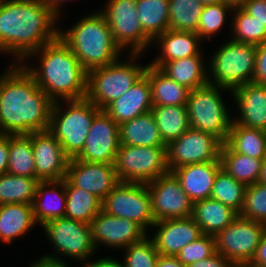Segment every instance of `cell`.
<instances>
[{
	"instance_id": "5b68a950",
	"label": "cell",
	"mask_w": 266,
	"mask_h": 267,
	"mask_svg": "<svg viewBox=\"0 0 266 267\" xmlns=\"http://www.w3.org/2000/svg\"><path fill=\"white\" fill-rule=\"evenodd\" d=\"M64 102L66 105L62 101L53 102L48 131L72 159L83 150L91 123L100 109L87 98Z\"/></svg>"
},
{
	"instance_id": "ba28073f",
	"label": "cell",
	"mask_w": 266,
	"mask_h": 267,
	"mask_svg": "<svg viewBox=\"0 0 266 267\" xmlns=\"http://www.w3.org/2000/svg\"><path fill=\"white\" fill-rule=\"evenodd\" d=\"M44 233L58 255L41 256L37 261L58 266H68L65 257L87 262L97 252L92 241L90 224L61 217L42 226ZM64 257V259L62 258Z\"/></svg>"
},
{
	"instance_id": "d6a6232c",
	"label": "cell",
	"mask_w": 266,
	"mask_h": 267,
	"mask_svg": "<svg viewBox=\"0 0 266 267\" xmlns=\"http://www.w3.org/2000/svg\"><path fill=\"white\" fill-rule=\"evenodd\" d=\"M136 8L141 27L152 41L169 29V0H136Z\"/></svg>"
},
{
	"instance_id": "f5cc1de1",
	"label": "cell",
	"mask_w": 266,
	"mask_h": 267,
	"mask_svg": "<svg viewBox=\"0 0 266 267\" xmlns=\"http://www.w3.org/2000/svg\"><path fill=\"white\" fill-rule=\"evenodd\" d=\"M59 18H60V13H62L61 9L63 7L62 4L64 5L68 1L72 2L73 0H42Z\"/></svg>"
},
{
	"instance_id": "4316f807",
	"label": "cell",
	"mask_w": 266,
	"mask_h": 267,
	"mask_svg": "<svg viewBox=\"0 0 266 267\" xmlns=\"http://www.w3.org/2000/svg\"><path fill=\"white\" fill-rule=\"evenodd\" d=\"M144 74L151 86L153 106H186L190 89L178 84L150 63L147 64Z\"/></svg>"
},
{
	"instance_id": "e0dca14e",
	"label": "cell",
	"mask_w": 266,
	"mask_h": 267,
	"mask_svg": "<svg viewBox=\"0 0 266 267\" xmlns=\"http://www.w3.org/2000/svg\"><path fill=\"white\" fill-rule=\"evenodd\" d=\"M90 228L96 250L99 244L115 249L117 247L119 250L125 249L149 235L137 222L109 215L103 210L92 220Z\"/></svg>"
},
{
	"instance_id": "f907efd6",
	"label": "cell",
	"mask_w": 266,
	"mask_h": 267,
	"mask_svg": "<svg viewBox=\"0 0 266 267\" xmlns=\"http://www.w3.org/2000/svg\"><path fill=\"white\" fill-rule=\"evenodd\" d=\"M91 260L90 262L87 261V263H83L81 265L82 267H124L123 263L115 260V258L108 257H101L100 259H97L96 261Z\"/></svg>"
},
{
	"instance_id": "db71d44e",
	"label": "cell",
	"mask_w": 266,
	"mask_h": 267,
	"mask_svg": "<svg viewBox=\"0 0 266 267\" xmlns=\"http://www.w3.org/2000/svg\"><path fill=\"white\" fill-rule=\"evenodd\" d=\"M257 183L266 186V157L262 161L261 171Z\"/></svg>"
},
{
	"instance_id": "f546056e",
	"label": "cell",
	"mask_w": 266,
	"mask_h": 267,
	"mask_svg": "<svg viewBox=\"0 0 266 267\" xmlns=\"http://www.w3.org/2000/svg\"><path fill=\"white\" fill-rule=\"evenodd\" d=\"M204 59V55L190 56L168 61L160 69L178 84L194 90L209 83L208 64Z\"/></svg>"
},
{
	"instance_id": "e575fe53",
	"label": "cell",
	"mask_w": 266,
	"mask_h": 267,
	"mask_svg": "<svg viewBox=\"0 0 266 267\" xmlns=\"http://www.w3.org/2000/svg\"><path fill=\"white\" fill-rule=\"evenodd\" d=\"M151 112L166 145L190 128L186 106H153Z\"/></svg>"
},
{
	"instance_id": "ffe728a7",
	"label": "cell",
	"mask_w": 266,
	"mask_h": 267,
	"mask_svg": "<svg viewBox=\"0 0 266 267\" xmlns=\"http://www.w3.org/2000/svg\"><path fill=\"white\" fill-rule=\"evenodd\" d=\"M153 243L160 255L176 256L190 242L202 236L200 226L192 217L160 220L153 224Z\"/></svg>"
},
{
	"instance_id": "ab89813d",
	"label": "cell",
	"mask_w": 266,
	"mask_h": 267,
	"mask_svg": "<svg viewBox=\"0 0 266 267\" xmlns=\"http://www.w3.org/2000/svg\"><path fill=\"white\" fill-rule=\"evenodd\" d=\"M231 29L232 40L259 45L266 42V26L241 7H234Z\"/></svg>"
},
{
	"instance_id": "b9f144b4",
	"label": "cell",
	"mask_w": 266,
	"mask_h": 267,
	"mask_svg": "<svg viewBox=\"0 0 266 267\" xmlns=\"http://www.w3.org/2000/svg\"><path fill=\"white\" fill-rule=\"evenodd\" d=\"M152 235H147L139 242L132 243L126 247L123 261L124 267H156L159 253L157 252Z\"/></svg>"
},
{
	"instance_id": "c3c4849f",
	"label": "cell",
	"mask_w": 266,
	"mask_h": 267,
	"mask_svg": "<svg viewBox=\"0 0 266 267\" xmlns=\"http://www.w3.org/2000/svg\"><path fill=\"white\" fill-rule=\"evenodd\" d=\"M247 267H266V227L263 231L260 243L256 248L254 257Z\"/></svg>"
},
{
	"instance_id": "f1b7e54d",
	"label": "cell",
	"mask_w": 266,
	"mask_h": 267,
	"mask_svg": "<svg viewBox=\"0 0 266 267\" xmlns=\"http://www.w3.org/2000/svg\"><path fill=\"white\" fill-rule=\"evenodd\" d=\"M36 222L32 204L10 203L0 205V242L12 243L30 231Z\"/></svg>"
},
{
	"instance_id": "60d3db41",
	"label": "cell",
	"mask_w": 266,
	"mask_h": 267,
	"mask_svg": "<svg viewBox=\"0 0 266 267\" xmlns=\"http://www.w3.org/2000/svg\"><path fill=\"white\" fill-rule=\"evenodd\" d=\"M234 7L223 1L217 4L204 5L196 33L211 41L212 36L220 32L226 23L227 13L233 12Z\"/></svg>"
},
{
	"instance_id": "9f6ffc18",
	"label": "cell",
	"mask_w": 266,
	"mask_h": 267,
	"mask_svg": "<svg viewBox=\"0 0 266 267\" xmlns=\"http://www.w3.org/2000/svg\"><path fill=\"white\" fill-rule=\"evenodd\" d=\"M224 1L232 5L233 7H241L248 0H224Z\"/></svg>"
},
{
	"instance_id": "d4e9b609",
	"label": "cell",
	"mask_w": 266,
	"mask_h": 267,
	"mask_svg": "<svg viewBox=\"0 0 266 267\" xmlns=\"http://www.w3.org/2000/svg\"><path fill=\"white\" fill-rule=\"evenodd\" d=\"M157 41V42H156ZM204 41L196 32L167 30L159 35L154 41L159 47V54L151 65L161 68L166 62L182 58L202 55L201 43Z\"/></svg>"
},
{
	"instance_id": "6f0895ef",
	"label": "cell",
	"mask_w": 266,
	"mask_h": 267,
	"mask_svg": "<svg viewBox=\"0 0 266 267\" xmlns=\"http://www.w3.org/2000/svg\"><path fill=\"white\" fill-rule=\"evenodd\" d=\"M203 5L217 4L223 2L224 0H200Z\"/></svg>"
},
{
	"instance_id": "277c9868",
	"label": "cell",
	"mask_w": 266,
	"mask_h": 267,
	"mask_svg": "<svg viewBox=\"0 0 266 267\" xmlns=\"http://www.w3.org/2000/svg\"><path fill=\"white\" fill-rule=\"evenodd\" d=\"M59 37L87 72L113 63L123 52L115 43L106 18L99 10L84 15L68 30L59 29Z\"/></svg>"
},
{
	"instance_id": "7dc6e473",
	"label": "cell",
	"mask_w": 266,
	"mask_h": 267,
	"mask_svg": "<svg viewBox=\"0 0 266 267\" xmlns=\"http://www.w3.org/2000/svg\"><path fill=\"white\" fill-rule=\"evenodd\" d=\"M187 267H237V266L226 257L220 255L219 253H216L211 257L196 261Z\"/></svg>"
},
{
	"instance_id": "ac0fdd59",
	"label": "cell",
	"mask_w": 266,
	"mask_h": 267,
	"mask_svg": "<svg viewBox=\"0 0 266 267\" xmlns=\"http://www.w3.org/2000/svg\"><path fill=\"white\" fill-rule=\"evenodd\" d=\"M39 181L62 180L66 177L70 158L60 142L47 130L30 134Z\"/></svg>"
},
{
	"instance_id": "cb8c5ba5",
	"label": "cell",
	"mask_w": 266,
	"mask_h": 267,
	"mask_svg": "<svg viewBox=\"0 0 266 267\" xmlns=\"http://www.w3.org/2000/svg\"><path fill=\"white\" fill-rule=\"evenodd\" d=\"M33 217L42 227L47 222L65 217V178L62 180L40 181L32 202Z\"/></svg>"
},
{
	"instance_id": "7c38bea8",
	"label": "cell",
	"mask_w": 266,
	"mask_h": 267,
	"mask_svg": "<svg viewBox=\"0 0 266 267\" xmlns=\"http://www.w3.org/2000/svg\"><path fill=\"white\" fill-rule=\"evenodd\" d=\"M265 227V223L237 216L214 236L217 253L237 267L247 266L254 257Z\"/></svg>"
},
{
	"instance_id": "484cf974",
	"label": "cell",
	"mask_w": 266,
	"mask_h": 267,
	"mask_svg": "<svg viewBox=\"0 0 266 267\" xmlns=\"http://www.w3.org/2000/svg\"><path fill=\"white\" fill-rule=\"evenodd\" d=\"M120 145L166 147L151 111L119 125Z\"/></svg>"
},
{
	"instance_id": "816d5d0a",
	"label": "cell",
	"mask_w": 266,
	"mask_h": 267,
	"mask_svg": "<svg viewBox=\"0 0 266 267\" xmlns=\"http://www.w3.org/2000/svg\"><path fill=\"white\" fill-rule=\"evenodd\" d=\"M156 267H187L176 256L160 255L157 259Z\"/></svg>"
},
{
	"instance_id": "3957f363",
	"label": "cell",
	"mask_w": 266,
	"mask_h": 267,
	"mask_svg": "<svg viewBox=\"0 0 266 267\" xmlns=\"http://www.w3.org/2000/svg\"><path fill=\"white\" fill-rule=\"evenodd\" d=\"M33 56L39 57V68L26 62ZM26 58L20 64L53 102L86 98L88 72L60 37Z\"/></svg>"
},
{
	"instance_id": "8d00e7d4",
	"label": "cell",
	"mask_w": 266,
	"mask_h": 267,
	"mask_svg": "<svg viewBox=\"0 0 266 267\" xmlns=\"http://www.w3.org/2000/svg\"><path fill=\"white\" fill-rule=\"evenodd\" d=\"M37 178L17 176L10 173L0 175V205L10 203L32 204Z\"/></svg>"
},
{
	"instance_id": "681fc988",
	"label": "cell",
	"mask_w": 266,
	"mask_h": 267,
	"mask_svg": "<svg viewBox=\"0 0 266 267\" xmlns=\"http://www.w3.org/2000/svg\"><path fill=\"white\" fill-rule=\"evenodd\" d=\"M9 162V135L0 134V175L7 172Z\"/></svg>"
},
{
	"instance_id": "bcb514c9",
	"label": "cell",
	"mask_w": 266,
	"mask_h": 267,
	"mask_svg": "<svg viewBox=\"0 0 266 267\" xmlns=\"http://www.w3.org/2000/svg\"><path fill=\"white\" fill-rule=\"evenodd\" d=\"M241 8L266 26V0H248Z\"/></svg>"
},
{
	"instance_id": "836d02e7",
	"label": "cell",
	"mask_w": 266,
	"mask_h": 267,
	"mask_svg": "<svg viewBox=\"0 0 266 267\" xmlns=\"http://www.w3.org/2000/svg\"><path fill=\"white\" fill-rule=\"evenodd\" d=\"M222 169L246 186L257 182L263 159H256L236 153L225 143L221 148Z\"/></svg>"
},
{
	"instance_id": "d6986e66",
	"label": "cell",
	"mask_w": 266,
	"mask_h": 267,
	"mask_svg": "<svg viewBox=\"0 0 266 267\" xmlns=\"http://www.w3.org/2000/svg\"><path fill=\"white\" fill-rule=\"evenodd\" d=\"M66 178L76 187L94 194L102 201L119 183L114 164L93 163L72 158Z\"/></svg>"
},
{
	"instance_id": "f35d334b",
	"label": "cell",
	"mask_w": 266,
	"mask_h": 267,
	"mask_svg": "<svg viewBox=\"0 0 266 267\" xmlns=\"http://www.w3.org/2000/svg\"><path fill=\"white\" fill-rule=\"evenodd\" d=\"M246 187L221 168L214 179L210 198L220 201L239 214L244 204Z\"/></svg>"
},
{
	"instance_id": "5bb4252c",
	"label": "cell",
	"mask_w": 266,
	"mask_h": 267,
	"mask_svg": "<svg viewBox=\"0 0 266 267\" xmlns=\"http://www.w3.org/2000/svg\"><path fill=\"white\" fill-rule=\"evenodd\" d=\"M223 142L213 134L189 128L166 145L169 171L189 165L221 161Z\"/></svg>"
},
{
	"instance_id": "9c48e42d",
	"label": "cell",
	"mask_w": 266,
	"mask_h": 267,
	"mask_svg": "<svg viewBox=\"0 0 266 267\" xmlns=\"http://www.w3.org/2000/svg\"><path fill=\"white\" fill-rule=\"evenodd\" d=\"M223 91L232 93L229 89L210 83L190 90L186 107L191 129L213 134L225 143L234 118L222 99Z\"/></svg>"
},
{
	"instance_id": "30bf717a",
	"label": "cell",
	"mask_w": 266,
	"mask_h": 267,
	"mask_svg": "<svg viewBox=\"0 0 266 267\" xmlns=\"http://www.w3.org/2000/svg\"><path fill=\"white\" fill-rule=\"evenodd\" d=\"M114 165L119 182L147 184L169 172L166 147L120 145Z\"/></svg>"
},
{
	"instance_id": "4dcf8cb0",
	"label": "cell",
	"mask_w": 266,
	"mask_h": 267,
	"mask_svg": "<svg viewBox=\"0 0 266 267\" xmlns=\"http://www.w3.org/2000/svg\"><path fill=\"white\" fill-rule=\"evenodd\" d=\"M66 212L65 217L90 224L102 210L103 201L92 193L74 186L65 177Z\"/></svg>"
},
{
	"instance_id": "8992f818",
	"label": "cell",
	"mask_w": 266,
	"mask_h": 267,
	"mask_svg": "<svg viewBox=\"0 0 266 267\" xmlns=\"http://www.w3.org/2000/svg\"><path fill=\"white\" fill-rule=\"evenodd\" d=\"M129 60L118 58L113 63L88 72L87 96L100 110L121 97L144 75L146 65H138L141 53H130Z\"/></svg>"
},
{
	"instance_id": "83f0119b",
	"label": "cell",
	"mask_w": 266,
	"mask_h": 267,
	"mask_svg": "<svg viewBox=\"0 0 266 267\" xmlns=\"http://www.w3.org/2000/svg\"><path fill=\"white\" fill-rule=\"evenodd\" d=\"M239 214L220 201L206 198L193 203L192 219L200 226L202 234L215 236L232 223Z\"/></svg>"
},
{
	"instance_id": "2e32d148",
	"label": "cell",
	"mask_w": 266,
	"mask_h": 267,
	"mask_svg": "<svg viewBox=\"0 0 266 267\" xmlns=\"http://www.w3.org/2000/svg\"><path fill=\"white\" fill-rule=\"evenodd\" d=\"M119 146V125L105 110H100L91 123L84 148L76 159L115 164Z\"/></svg>"
},
{
	"instance_id": "d590c367",
	"label": "cell",
	"mask_w": 266,
	"mask_h": 267,
	"mask_svg": "<svg viewBox=\"0 0 266 267\" xmlns=\"http://www.w3.org/2000/svg\"><path fill=\"white\" fill-rule=\"evenodd\" d=\"M7 173L36 178L35 159L30 134L9 135Z\"/></svg>"
},
{
	"instance_id": "44dd1931",
	"label": "cell",
	"mask_w": 266,
	"mask_h": 267,
	"mask_svg": "<svg viewBox=\"0 0 266 267\" xmlns=\"http://www.w3.org/2000/svg\"><path fill=\"white\" fill-rule=\"evenodd\" d=\"M232 97L240 112L233 122L266 131V85L247 83L235 88Z\"/></svg>"
},
{
	"instance_id": "7402d4cb",
	"label": "cell",
	"mask_w": 266,
	"mask_h": 267,
	"mask_svg": "<svg viewBox=\"0 0 266 267\" xmlns=\"http://www.w3.org/2000/svg\"><path fill=\"white\" fill-rule=\"evenodd\" d=\"M152 107L151 86L148 77L144 74L128 91L104 110L118 125H121L151 111Z\"/></svg>"
},
{
	"instance_id": "7bdbcfd3",
	"label": "cell",
	"mask_w": 266,
	"mask_h": 267,
	"mask_svg": "<svg viewBox=\"0 0 266 267\" xmlns=\"http://www.w3.org/2000/svg\"><path fill=\"white\" fill-rule=\"evenodd\" d=\"M239 216L266 224V186L254 183L246 187L244 204Z\"/></svg>"
},
{
	"instance_id": "9a60e30c",
	"label": "cell",
	"mask_w": 266,
	"mask_h": 267,
	"mask_svg": "<svg viewBox=\"0 0 266 267\" xmlns=\"http://www.w3.org/2000/svg\"><path fill=\"white\" fill-rule=\"evenodd\" d=\"M155 222L192 216L193 202L172 172L147 183Z\"/></svg>"
},
{
	"instance_id": "74e56055",
	"label": "cell",
	"mask_w": 266,
	"mask_h": 267,
	"mask_svg": "<svg viewBox=\"0 0 266 267\" xmlns=\"http://www.w3.org/2000/svg\"><path fill=\"white\" fill-rule=\"evenodd\" d=\"M203 7L200 0H169V30L196 32Z\"/></svg>"
},
{
	"instance_id": "52a82bcc",
	"label": "cell",
	"mask_w": 266,
	"mask_h": 267,
	"mask_svg": "<svg viewBox=\"0 0 266 267\" xmlns=\"http://www.w3.org/2000/svg\"><path fill=\"white\" fill-rule=\"evenodd\" d=\"M208 81L210 84L233 91L253 82L256 45L229 39L210 55Z\"/></svg>"
},
{
	"instance_id": "8fae6325",
	"label": "cell",
	"mask_w": 266,
	"mask_h": 267,
	"mask_svg": "<svg viewBox=\"0 0 266 267\" xmlns=\"http://www.w3.org/2000/svg\"><path fill=\"white\" fill-rule=\"evenodd\" d=\"M105 3L100 12L106 18L115 43L122 51L129 47L130 53H146L153 41L141 27L136 0H107Z\"/></svg>"
},
{
	"instance_id": "11a10c76",
	"label": "cell",
	"mask_w": 266,
	"mask_h": 267,
	"mask_svg": "<svg viewBox=\"0 0 266 267\" xmlns=\"http://www.w3.org/2000/svg\"><path fill=\"white\" fill-rule=\"evenodd\" d=\"M30 267H69V265L68 266L51 265L35 260L34 262H32Z\"/></svg>"
},
{
	"instance_id": "ee69618b",
	"label": "cell",
	"mask_w": 266,
	"mask_h": 267,
	"mask_svg": "<svg viewBox=\"0 0 266 267\" xmlns=\"http://www.w3.org/2000/svg\"><path fill=\"white\" fill-rule=\"evenodd\" d=\"M216 242L213 235L203 234L197 240L190 242L176 255L185 266L206 259L216 254Z\"/></svg>"
},
{
	"instance_id": "603a6c76",
	"label": "cell",
	"mask_w": 266,
	"mask_h": 267,
	"mask_svg": "<svg viewBox=\"0 0 266 267\" xmlns=\"http://www.w3.org/2000/svg\"><path fill=\"white\" fill-rule=\"evenodd\" d=\"M222 168L221 161L189 164L172 170L181 188L194 203L210 198L214 179Z\"/></svg>"
},
{
	"instance_id": "7a4b0ae2",
	"label": "cell",
	"mask_w": 266,
	"mask_h": 267,
	"mask_svg": "<svg viewBox=\"0 0 266 267\" xmlns=\"http://www.w3.org/2000/svg\"><path fill=\"white\" fill-rule=\"evenodd\" d=\"M59 17L42 0H1L0 53L21 63L59 37ZM57 28V29H56Z\"/></svg>"
},
{
	"instance_id": "f6af8a7d",
	"label": "cell",
	"mask_w": 266,
	"mask_h": 267,
	"mask_svg": "<svg viewBox=\"0 0 266 267\" xmlns=\"http://www.w3.org/2000/svg\"><path fill=\"white\" fill-rule=\"evenodd\" d=\"M253 82L266 85V42L256 45V63Z\"/></svg>"
},
{
	"instance_id": "4fadbf2b",
	"label": "cell",
	"mask_w": 266,
	"mask_h": 267,
	"mask_svg": "<svg viewBox=\"0 0 266 267\" xmlns=\"http://www.w3.org/2000/svg\"><path fill=\"white\" fill-rule=\"evenodd\" d=\"M102 210L135 221L146 231L155 223L150 192L144 183L119 182L103 200Z\"/></svg>"
},
{
	"instance_id": "1f68e13d",
	"label": "cell",
	"mask_w": 266,
	"mask_h": 267,
	"mask_svg": "<svg viewBox=\"0 0 266 267\" xmlns=\"http://www.w3.org/2000/svg\"><path fill=\"white\" fill-rule=\"evenodd\" d=\"M225 144L233 151L251 158L266 157V131L232 123Z\"/></svg>"
},
{
	"instance_id": "6da1fadb",
	"label": "cell",
	"mask_w": 266,
	"mask_h": 267,
	"mask_svg": "<svg viewBox=\"0 0 266 267\" xmlns=\"http://www.w3.org/2000/svg\"><path fill=\"white\" fill-rule=\"evenodd\" d=\"M53 101L20 63L0 74V134L23 135L49 129Z\"/></svg>"
}]
</instances>
